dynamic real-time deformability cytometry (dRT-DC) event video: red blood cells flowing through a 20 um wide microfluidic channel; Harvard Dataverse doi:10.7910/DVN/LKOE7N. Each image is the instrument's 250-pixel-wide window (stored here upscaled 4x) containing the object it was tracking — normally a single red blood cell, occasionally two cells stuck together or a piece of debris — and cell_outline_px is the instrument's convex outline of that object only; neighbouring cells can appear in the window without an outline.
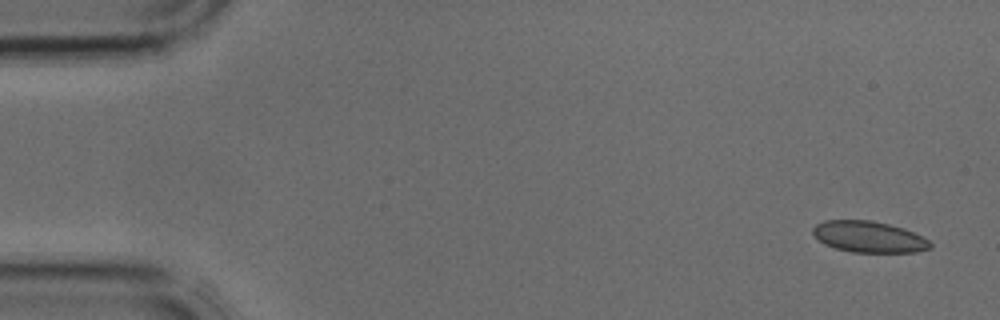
{"species": "common noctule bat (a hibernating species)", "species_latin": "Nyctalus noctula", "temperature_condition": "cold", "stored_images_in_passage": 4, "camera_frame_rate_fps": 3000, "um_per_image_px": 0.085, "animal": {"sex": "male", "body_mass_g": 17.9, "forearm_length_mm": 54.2}, "frame": {"image": 1, "passage_image": 1, "time_ms": 0.0, "image_size_px": [1000, 320], "cell_outline_px": [[932, 248], [916, 252], [852, 252], [836, 248], [824, 244], [812, 232], [812, 228], [816, 224], [824, 220], [872, 220], [904, 228], [924, 236], [932, 244]], "centroid_in_image_um": [73.88, 20.12], "position_along_channel_um": 11.1, "area_um2": 21.44}}